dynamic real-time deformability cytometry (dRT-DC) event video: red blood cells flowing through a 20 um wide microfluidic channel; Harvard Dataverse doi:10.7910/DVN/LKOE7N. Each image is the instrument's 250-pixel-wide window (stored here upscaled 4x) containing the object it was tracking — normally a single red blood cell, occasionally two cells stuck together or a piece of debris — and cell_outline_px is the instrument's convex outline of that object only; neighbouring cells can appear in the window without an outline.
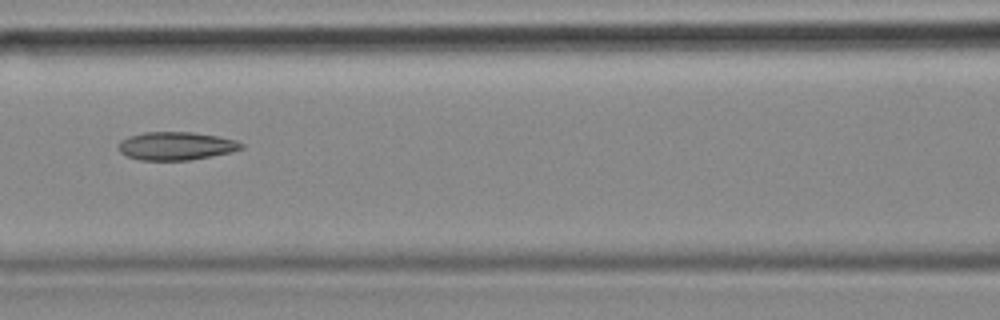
{"species": "common noctule bat (a hibernating species)", "species_latin": "Nyctalus noctula", "temperature_condition": "cold", "stored_images_in_passage": 28, "camera_frame_rate_fps": 3000, "um_per_image_px": 0.085, "animal": {"sex": "female", "body_mass_g": 18.4}, "frame": {"image": 1, "passage_image": 9, "time_ms": 2.667, "image_size_px": [1000, 320], "cell_outline_px": [[244, 148], [232, 152], [192, 160], [140, 160], [128, 156], [120, 152], [120, 140], [128, 136], [144, 132], [192, 132], [216, 136], [236, 140], [244, 144]], "centroid_in_image_um": [15.0, 12.41], "position_along_channel_um": 151.6, "area_um2": 20.17}, "authors_computed_cell_mechanics": {"area_um2": 19.941, "velocity_mm_per_s": 3.6612, "shape_relaxation_time_tau1_ms": null, "shape_relaxation_time_tau2_ms": 5.7762, "deformation_change_tau1": null, "deformation_change_tau2": 0.1399}}